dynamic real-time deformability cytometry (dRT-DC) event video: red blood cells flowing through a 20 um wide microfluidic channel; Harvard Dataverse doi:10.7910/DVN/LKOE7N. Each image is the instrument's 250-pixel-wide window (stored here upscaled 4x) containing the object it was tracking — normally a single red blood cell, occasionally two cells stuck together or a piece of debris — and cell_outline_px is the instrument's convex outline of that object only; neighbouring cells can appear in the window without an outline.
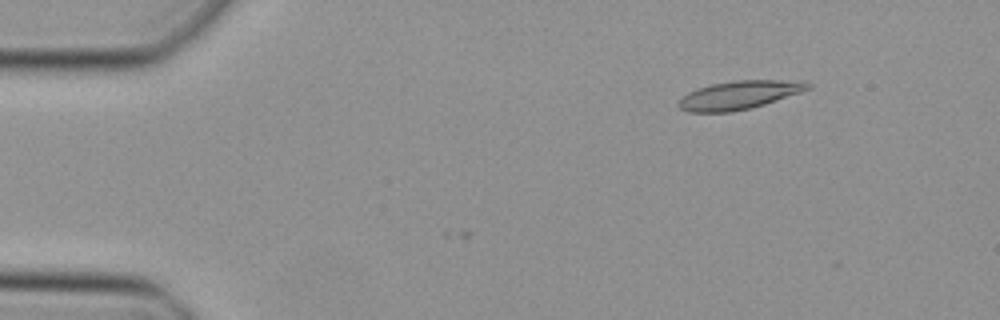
{"species": "Egyptian fruit bat (a non-hibernating species)", "species_latin": "Rousettus aegyptiacus", "temperature_condition": "cold", "stored_images_in_passage": 2, "camera_frame_rate_fps": 3000, "um_per_image_px": 0.085, "animal": {"sex": "female"}, "frame": {"image": 1, "passage_image": 2, "time_ms": 0.333, "image_size_px": [1000, 320], "cell_outline_px": [[812, 88], [764, 104], [732, 112], [688, 112], [680, 108], [676, 104], [688, 92], [712, 84], [736, 80], [804, 80], [812, 84]], "centroid_in_image_um": [62.86, 8.07], "position_along_channel_um": 22.1, "area_um2": 21.27}}